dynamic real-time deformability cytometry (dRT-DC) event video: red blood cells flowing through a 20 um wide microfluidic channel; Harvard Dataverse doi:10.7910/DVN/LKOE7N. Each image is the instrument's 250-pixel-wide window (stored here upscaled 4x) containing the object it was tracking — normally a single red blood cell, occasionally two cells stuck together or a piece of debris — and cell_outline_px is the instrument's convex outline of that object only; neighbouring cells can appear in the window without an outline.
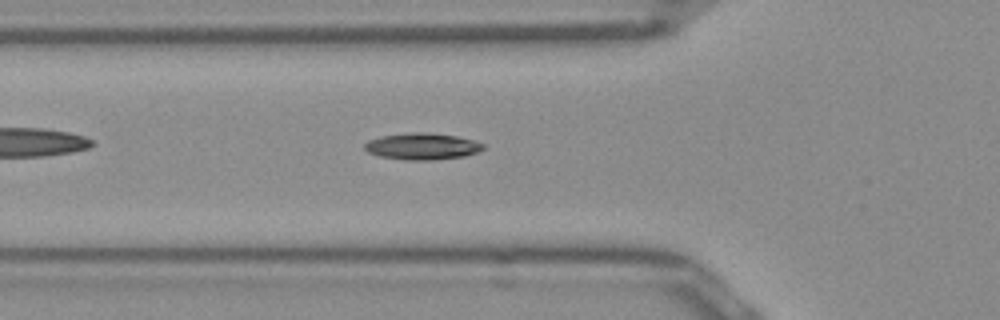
{"species": "Egyptian fruit bat (a non-hibernating species)", "species_latin": "Rousettus aegyptiacus", "temperature_condition": "room temperature", "stored_images_in_passage": 34, "camera_frame_rate_fps": 3000, "um_per_image_px": 0.085, "frame": {"image": 1, "passage_image": 2, "time_ms": 0.333, "image_size_px": [1000, 320], "cell_outline_px": [[484, 148], [476, 152], [464, 156], [432, 160], [408, 160], [380, 156], [368, 152], [364, 148], [364, 144], [368, 140], [380, 136], [416, 132], [424, 132], [456, 136], [472, 140], [484, 144]], "centroid_in_image_um": [35.86, 12.44], "position_along_channel_um": 89.9, "area_um2": 18.15}}
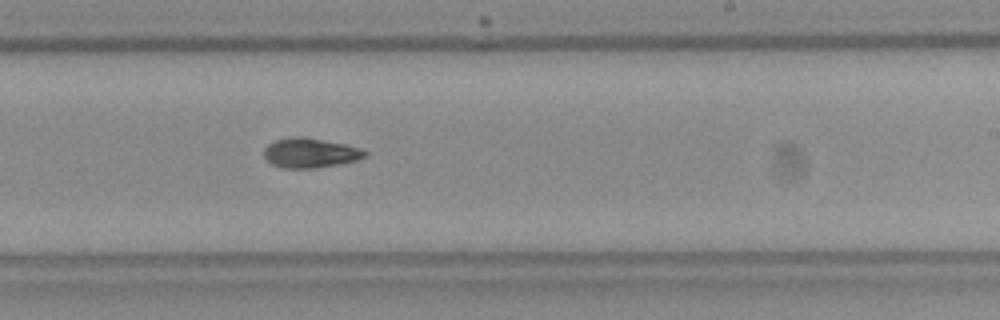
{"frame": {"image": 2, "passage_image": 15, "time_ms": 4.667, "image_size_px": [1000, 320], "cell_outline_px": [[368, 156], [344, 164], [316, 168], [284, 168], [272, 164], [264, 156], [264, 148], [268, 144], [276, 140], [296, 136], [304, 136], [344, 144], [368, 152]], "centroid_in_image_um": [26.37, 13.01], "position_along_channel_um": 262.6, "area_um2": 17.46}}
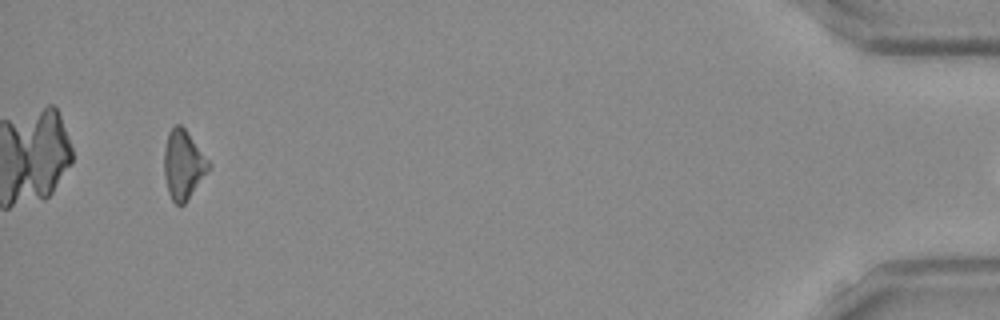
{"frame": {"image": 3, "passage_image": 33, "time_ms": 10.667, "image_size_px": [1000, 320], "cell_outline_px": [[212, 168], [184, 204], [180, 208], [172, 200], [168, 192], [164, 176], [164, 148], [168, 132], [176, 124], [180, 124], [184, 128], [212, 164]], "centroid_in_image_um": [15.59, 14.03], "position_along_channel_um": 419.6, "area_um2": 18.15}}